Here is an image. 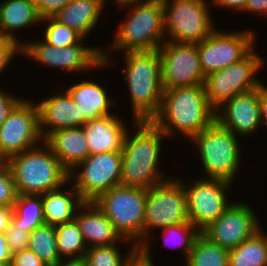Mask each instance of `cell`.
Listing matches in <instances>:
<instances>
[{
	"instance_id": "40",
	"label": "cell",
	"mask_w": 267,
	"mask_h": 266,
	"mask_svg": "<svg viewBox=\"0 0 267 266\" xmlns=\"http://www.w3.org/2000/svg\"><path fill=\"white\" fill-rule=\"evenodd\" d=\"M149 246V240H146L125 266H154Z\"/></svg>"
},
{
	"instance_id": "49",
	"label": "cell",
	"mask_w": 267,
	"mask_h": 266,
	"mask_svg": "<svg viewBox=\"0 0 267 266\" xmlns=\"http://www.w3.org/2000/svg\"><path fill=\"white\" fill-rule=\"evenodd\" d=\"M113 1H115L116 5L118 6V5H121V4H124L127 2H131V1H144V0H113Z\"/></svg>"
},
{
	"instance_id": "23",
	"label": "cell",
	"mask_w": 267,
	"mask_h": 266,
	"mask_svg": "<svg viewBox=\"0 0 267 266\" xmlns=\"http://www.w3.org/2000/svg\"><path fill=\"white\" fill-rule=\"evenodd\" d=\"M66 90L78 105L86 122L113 114L110 113L113 107L112 97H108L106 89L98 82L83 79L79 83L70 85Z\"/></svg>"
},
{
	"instance_id": "14",
	"label": "cell",
	"mask_w": 267,
	"mask_h": 266,
	"mask_svg": "<svg viewBox=\"0 0 267 266\" xmlns=\"http://www.w3.org/2000/svg\"><path fill=\"white\" fill-rule=\"evenodd\" d=\"M82 43L59 48L42 41H30L21 45V53L43 65L61 68L67 72L82 71L106 66L101 47H87Z\"/></svg>"
},
{
	"instance_id": "41",
	"label": "cell",
	"mask_w": 267,
	"mask_h": 266,
	"mask_svg": "<svg viewBox=\"0 0 267 266\" xmlns=\"http://www.w3.org/2000/svg\"><path fill=\"white\" fill-rule=\"evenodd\" d=\"M22 98L16 97L13 94L6 92L5 90L0 89V126L5 121L13 107L21 100Z\"/></svg>"
},
{
	"instance_id": "22",
	"label": "cell",
	"mask_w": 267,
	"mask_h": 266,
	"mask_svg": "<svg viewBox=\"0 0 267 266\" xmlns=\"http://www.w3.org/2000/svg\"><path fill=\"white\" fill-rule=\"evenodd\" d=\"M44 142L69 173L90 155L83 127L54 130Z\"/></svg>"
},
{
	"instance_id": "28",
	"label": "cell",
	"mask_w": 267,
	"mask_h": 266,
	"mask_svg": "<svg viewBox=\"0 0 267 266\" xmlns=\"http://www.w3.org/2000/svg\"><path fill=\"white\" fill-rule=\"evenodd\" d=\"M11 222L16 228L23 229L29 233L44 225L42 196L18 194L13 205Z\"/></svg>"
},
{
	"instance_id": "20",
	"label": "cell",
	"mask_w": 267,
	"mask_h": 266,
	"mask_svg": "<svg viewBox=\"0 0 267 266\" xmlns=\"http://www.w3.org/2000/svg\"><path fill=\"white\" fill-rule=\"evenodd\" d=\"M75 220L87 247L126 243L111 221L93 201H85L77 210Z\"/></svg>"
},
{
	"instance_id": "17",
	"label": "cell",
	"mask_w": 267,
	"mask_h": 266,
	"mask_svg": "<svg viewBox=\"0 0 267 266\" xmlns=\"http://www.w3.org/2000/svg\"><path fill=\"white\" fill-rule=\"evenodd\" d=\"M256 215L253 208L246 203L233 202L221 216L201 232L211 241L231 250L262 227Z\"/></svg>"
},
{
	"instance_id": "38",
	"label": "cell",
	"mask_w": 267,
	"mask_h": 266,
	"mask_svg": "<svg viewBox=\"0 0 267 266\" xmlns=\"http://www.w3.org/2000/svg\"><path fill=\"white\" fill-rule=\"evenodd\" d=\"M40 17H54L61 9L66 7L71 0H33Z\"/></svg>"
},
{
	"instance_id": "18",
	"label": "cell",
	"mask_w": 267,
	"mask_h": 266,
	"mask_svg": "<svg viewBox=\"0 0 267 266\" xmlns=\"http://www.w3.org/2000/svg\"><path fill=\"white\" fill-rule=\"evenodd\" d=\"M215 120L234 135L251 136L260 129L258 88L237 94L215 110Z\"/></svg>"
},
{
	"instance_id": "9",
	"label": "cell",
	"mask_w": 267,
	"mask_h": 266,
	"mask_svg": "<svg viewBox=\"0 0 267 266\" xmlns=\"http://www.w3.org/2000/svg\"><path fill=\"white\" fill-rule=\"evenodd\" d=\"M263 64L262 57L252 50L242 60L205 76L203 85L209 105L216 110L233 96L258 88L261 82L256 74Z\"/></svg>"
},
{
	"instance_id": "26",
	"label": "cell",
	"mask_w": 267,
	"mask_h": 266,
	"mask_svg": "<svg viewBox=\"0 0 267 266\" xmlns=\"http://www.w3.org/2000/svg\"><path fill=\"white\" fill-rule=\"evenodd\" d=\"M105 2L106 0H71L54 18L86 39L100 21Z\"/></svg>"
},
{
	"instance_id": "13",
	"label": "cell",
	"mask_w": 267,
	"mask_h": 266,
	"mask_svg": "<svg viewBox=\"0 0 267 266\" xmlns=\"http://www.w3.org/2000/svg\"><path fill=\"white\" fill-rule=\"evenodd\" d=\"M185 188L187 198V213L189 221L201 232L211 222L221 216L233 202L228 201V188L231 182L206 178L187 183L177 178Z\"/></svg>"
},
{
	"instance_id": "44",
	"label": "cell",
	"mask_w": 267,
	"mask_h": 266,
	"mask_svg": "<svg viewBox=\"0 0 267 266\" xmlns=\"http://www.w3.org/2000/svg\"><path fill=\"white\" fill-rule=\"evenodd\" d=\"M254 12L267 17V0H248L245 12Z\"/></svg>"
},
{
	"instance_id": "21",
	"label": "cell",
	"mask_w": 267,
	"mask_h": 266,
	"mask_svg": "<svg viewBox=\"0 0 267 266\" xmlns=\"http://www.w3.org/2000/svg\"><path fill=\"white\" fill-rule=\"evenodd\" d=\"M90 155L106 152H122L128 128L118 115L109 114L85 122L82 126Z\"/></svg>"
},
{
	"instance_id": "1",
	"label": "cell",
	"mask_w": 267,
	"mask_h": 266,
	"mask_svg": "<svg viewBox=\"0 0 267 266\" xmlns=\"http://www.w3.org/2000/svg\"><path fill=\"white\" fill-rule=\"evenodd\" d=\"M133 126L135 133L128 130L121 152L120 183L148 190L171 178H167L158 167L161 142L168 137L152 121H136Z\"/></svg>"
},
{
	"instance_id": "39",
	"label": "cell",
	"mask_w": 267,
	"mask_h": 266,
	"mask_svg": "<svg viewBox=\"0 0 267 266\" xmlns=\"http://www.w3.org/2000/svg\"><path fill=\"white\" fill-rule=\"evenodd\" d=\"M10 266H46L31 250L25 249L12 254Z\"/></svg>"
},
{
	"instance_id": "2",
	"label": "cell",
	"mask_w": 267,
	"mask_h": 266,
	"mask_svg": "<svg viewBox=\"0 0 267 266\" xmlns=\"http://www.w3.org/2000/svg\"><path fill=\"white\" fill-rule=\"evenodd\" d=\"M214 120L204 85H194L164 89L160 110L151 121L168 138L179 131L190 141Z\"/></svg>"
},
{
	"instance_id": "33",
	"label": "cell",
	"mask_w": 267,
	"mask_h": 266,
	"mask_svg": "<svg viewBox=\"0 0 267 266\" xmlns=\"http://www.w3.org/2000/svg\"><path fill=\"white\" fill-rule=\"evenodd\" d=\"M47 22L43 32V40L55 47L63 48L79 44L85 39L75 30L60 23L54 17L43 18L41 22Z\"/></svg>"
},
{
	"instance_id": "29",
	"label": "cell",
	"mask_w": 267,
	"mask_h": 266,
	"mask_svg": "<svg viewBox=\"0 0 267 266\" xmlns=\"http://www.w3.org/2000/svg\"><path fill=\"white\" fill-rule=\"evenodd\" d=\"M229 250L211 241L200 232L184 266H229Z\"/></svg>"
},
{
	"instance_id": "32",
	"label": "cell",
	"mask_w": 267,
	"mask_h": 266,
	"mask_svg": "<svg viewBox=\"0 0 267 266\" xmlns=\"http://www.w3.org/2000/svg\"><path fill=\"white\" fill-rule=\"evenodd\" d=\"M132 247V248H131ZM130 251L122 258L117 243L88 247L83 259L87 266H125L131 257L139 250L135 244L131 245Z\"/></svg>"
},
{
	"instance_id": "36",
	"label": "cell",
	"mask_w": 267,
	"mask_h": 266,
	"mask_svg": "<svg viewBox=\"0 0 267 266\" xmlns=\"http://www.w3.org/2000/svg\"><path fill=\"white\" fill-rule=\"evenodd\" d=\"M5 235L9 252L11 254L28 249L30 238V233L28 231L16 228L15 225L10 222L5 231Z\"/></svg>"
},
{
	"instance_id": "15",
	"label": "cell",
	"mask_w": 267,
	"mask_h": 266,
	"mask_svg": "<svg viewBox=\"0 0 267 266\" xmlns=\"http://www.w3.org/2000/svg\"><path fill=\"white\" fill-rule=\"evenodd\" d=\"M33 102L21 99L0 126V149L8 159L44 142L38 107Z\"/></svg>"
},
{
	"instance_id": "31",
	"label": "cell",
	"mask_w": 267,
	"mask_h": 266,
	"mask_svg": "<svg viewBox=\"0 0 267 266\" xmlns=\"http://www.w3.org/2000/svg\"><path fill=\"white\" fill-rule=\"evenodd\" d=\"M28 249L46 266H57L62 260L57 250L55 227L51 225L44 224L30 233Z\"/></svg>"
},
{
	"instance_id": "43",
	"label": "cell",
	"mask_w": 267,
	"mask_h": 266,
	"mask_svg": "<svg viewBox=\"0 0 267 266\" xmlns=\"http://www.w3.org/2000/svg\"><path fill=\"white\" fill-rule=\"evenodd\" d=\"M258 97L260 102L261 125L267 126V86L262 82L258 86Z\"/></svg>"
},
{
	"instance_id": "30",
	"label": "cell",
	"mask_w": 267,
	"mask_h": 266,
	"mask_svg": "<svg viewBox=\"0 0 267 266\" xmlns=\"http://www.w3.org/2000/svg\"><path fill=\"white\" fill-rule=\"evenodd\" d=\"M57 250L63 260L82 259L87 250L76 220L55 227ZM64 257V258H63Z\"/></svg>"
},
{
	"instance_id": "24",
	"label": "cell",
	"mask_w": 267,
	"mask_h": 266,
	"mask_svg": "<svg viewBox=\"0 0 267 266\" xmlns=\"http://www.w3.org/2000/svg\"><path fill=\"white\" fill-rule=\"evenodd\" d=\"M40 17L33 0H4L0 3V34L22 45L14 36L17 30L40 24Z\"/></svg>"
},
{
	"instance_id": "45",
	"label": "cell",
	"mask_w": 267,
	"mask_h": 266,
	"mask_svg": "<svg viewBox=\"0 0 267 266\" xmlns=\"http://www.w3.org/2000/svg\"><path fill=\"white\" fill-rule=\"evenodd\" d=\"M12 254L9 252V248L6 242L5 233H0V264L10 266Z\"/></svg>"
},
{
	"instance_id": "27",
	"label": "cell",
	"mask_w": 267,
	"mask_h": 266,
	"mask_svg": "<svg viewBox=\"0 0 267 266\" xmlns=\"http://www.w3.org/2000/svg\"><path fill=\"white\" fill-rule=\"evenodd\" d=\"M229 266H267V235L260 228L229 250Z\"/></svg>"
},
{
	"instance_id": "47",
	"label": "cell",
	"mask_w": 267,
	"mask_h": 266,
	"mask_svg": "<svg viewBox=\"0 0 267 266\" xmlns=\"http://www.w3.org/2000/svg\"><path fill=\"white\" fill-rule=\"evenodd\" d=\"M57 266H87L85 260L82 259H69V260H61L57 264Z\"/></svg>"
},
{
	"instance_id": "16",
	"label": "cell",
	"mask_w": 267,
	"mask_h": 266,
	"mask_svg": "<svg viewBox=\"0 0 267 266\" xmlns=\"http://www.w3.org/2000/svg\"><path fill=\"white\" fill-rule=\"evenodd\" d=\"M158 51L164 89L204 84L197 43L165 41Z\"/></svg>"
},
{
	"instance_id": "6",
	"label": "cell",
	"mask_w": 267,
	"mask_h": 266,
	"mask_svg": "<svg viewBox=\"0 0 267 266\" xmlns=\"http://www.w3.org/2000/svg\"><path fill=\"white\" fill-rule=\"evenodd\" d=\"M146 197L147 190L118 185L100 194L93 202L123 239L140 247L144 243Z\"/></svg>"
},
{
	"instance_id": "42",
	"label": "cell",
	"mask_w": 267,
	"mask_h": 266,
	"mask_svg": "<svg viewBox=\"0 0 267 266\" xmlns=\"http://www.w3.org/2000/svg\"><path fill=\"white\" fill-rule=\"evenodd\" d=\"M215 7L222 8H228L236 10L237 12H245L246 5L248 3V0H212Z\"/></svg>"
},
{
	"instance_id": "4",
	"label": "cell",
	"mask_w": 267,
	"mask_h": 266,
	"mask_svg": "<svg viewBox=\"0 0 267 266\" xmlns=\"http://www.w3.org/2000/svg\"><path fill=\"white\" fill-rule=\"evenodd\" d=\"M130 7L128 16L117 29L115 40L110 49L103 50L106 66L112 64L109 58L112 52L158 50L166 41L164 31V8L161 0L131 1L119 5ZM134 6V7H133ZM108 54V55H107Z\"/></svg>"
},
{
	"instance_id": "10",
	"label": "cell",
	"mask_w": 267,
	"mask_h": 266,
	"mask_svg": "<svg viewBox=\"0 0 267 266\" xmlns=\"http://www.w3.org/2000/svg\"><path fill=\"white\" fill-rule=\"evenodd\" d=\"M190 222L184 185L175 177L147 190L144 242L152 234L150 229Z\"/></svg>"
},
{
	"instance_id": "12",
	"label": "cell",
	"mask_w": 267,
	"mask_h": 266,
	"mask_svg": "<svg viewBox=\"0 0 267 266\" xmlns=\"http://www.w3.org/2000/svg\"><path fill=\"white\" fill-rule=\"evenodd\" d=\"M255 32L220 31L217 28L203 41L197 43L200 66L205 76L245 58L255 45Z\"/></svg>"
},
{
	"instance_id": "5",
	"label": "cell",
	"mask_w": 267,
	"mask_h": 266,
	"mask_svg": "<svg viewBox=\"0 0 267 266\" xmlns=\"http://www.w3.org/2000/svg\"><path fill=\"white\" fill-rule=\"evenodd\" d=\"M17 194L42 195L69 181V172L43 142L8 159Z\"/></svg>"
},
{
	"instance_id": "19",
	"label": "cell",
	"mask_w": 267,
	"mask_h": 266,
	"mask_svg": "<svg viewBox=\"0 0 267 266\" xmlns=\"http://www.w3.org/2000/svg\"><path fill=\"white\" fill-rule=\"evenodd\" d=\"M40 130L45 139L61 128L82 127L86 122L68 91L37 102Z\"/></svg>"
},
{
	"instance_id": "25",
	"label": "cell",
	"mask_w": 267,
	"mask_h": 266,
	"mask_svg": "<svg viewBox=\"0 0 267 266\" xmlns=\"http://www.w3.org/2000/svg\"><path fill=\"white\" fill-rule=\"evenodd\" d=\"M69 182L41 195L45 224L56 227L74 220L77 210L85 202L73 185L72 190L61 191Z\"/></svg>"
},
{
	"instance_id": "7",
	"label": "cell",
	"mask_w": 267,
	"mask_h": 266,
	"mask_svg": "<svg viewBox=\"0 0 267 266\" xmlns=\"http://www.w3.org/2000/svg\"><path fill=\"white\" fill-rule=\"evenodd\" d=\"M239 137L214 120L206 129L192 137L199 150L207 178L233 182L241 167ZM240 164V165H239Z\"/></svg>"
},
{
	"instance_id": "35",
	"label": "cell",
	"mask_w": 267,
	"mask_h": 266,
	"mask_svg": "<svg viewBox=\"0 0 267 266\" xmlns=\"http://www.w3.org/2000/svg\"><path fill=\"white\" fill-rule=\"evenodd\" d=\"M17 195L13 174L7 165L0 169V205L13 207Z\"/></svg>"
},
{
	"instance_id": "34",
	"label": "cell",
	"mask_w": 267,
	"mask_h": 266,
	"mask_svg": "<svg viewBox=\"0 0 267 266\" xmlns=\"http://www.w3.org/2000/svg\"><path fill=\"white\" fill-rule=\"evenodd\" d=\"M161 230H163L162 237L166 240H164L166 242H164V244L167 245L170 241L176 245V248L180 247L182 253H185V260L188 257L189 252L192 250L193 244L200 233V231L191 222H183L178 225L164 227Z\"/></svg>"
},
{
	"instance_id": "3",
	"label": "cell",
	"mask_w": 267,
	"mask_h": 266,
	"mask_svg": "<svg viewBox=\"0 0 267 266\" xmlns=\"http://www.w3.org/2000/svg\"><path fill=\"white\" fill-rule=\"evenodd\" d=\"M123 55L133 124L151 121L160 110L164 93L159 51H127Z\"/></svg>"
},
{
	"instance_id": "37",
	"label": "cell",
	"mask_w": 267,
	"mask_h": 266,
	"mask_svg": "<svg viewBox=\"0 0 267 266\" xmlns=\"http://www.w3.org/2000/svg\"><path fill=\"white\" fill-rule=\"evenodd\" d=\"M21 53V45L8 38L0 40V74L5 71L6 66L14 59L13 57Z\"/></svg>"
},
{
	"instance_id": "11",
	"label": "cell",
	"mask_w": 267,
	"mask_h": 266,
	"mask_svg": "<svg viewBox=\"0 0 267 266\" xmlns=\"http://www.w3.org/2000/svg\"><path fill=\"white\" fill-rule=\"evenodd\" d=\"M121 168V152L96 153L73 168L69 181L84 201H94L103 192L121 185Z\"/></svg>"
},
{
	"instance_id": "46",
	"label": "cell",
	"mask_w": 267,
	"mask_h": 266,
	"mask_svg": "<svg viewBox=\"0 0 267 266\" xmlns=\"http://www.w3.org/2000/svg\"><path fill=\"white\" fill-rule=\"evenodd\" d=\"M13 207L0 205V233H5L8 224L11 222Z\"/></svg>"
},
{
	"instance_id": "8",
	"label": "cell",
	"mask_w": 267,
	"mask_h": 266,
	"mask_svg": "<svg viewBox=\"0 0 267 266\" xmlns=\"http://www.w3.org/2000/svg\"><path fill=\"white\" fill-rule=\"evenodd\" d=\"M161 1L166 41L200 43L216 29L206 0Z\"/></svg>"
},
{
	"instance_id": "48",
	"label": "cell",
	"mask_w": 267,
	"mask_h": 266,
	"mask_svg": "<svg viewBox=\"0 0 267 266\" xmlns=\"http://www.w3.org/2000/svg\"><path fill=\"white\" fill-rule=\"evenodd\" d=\"M8 165V158L2 153L0 149V169Z\"/></svg>"
}]
</instances>
